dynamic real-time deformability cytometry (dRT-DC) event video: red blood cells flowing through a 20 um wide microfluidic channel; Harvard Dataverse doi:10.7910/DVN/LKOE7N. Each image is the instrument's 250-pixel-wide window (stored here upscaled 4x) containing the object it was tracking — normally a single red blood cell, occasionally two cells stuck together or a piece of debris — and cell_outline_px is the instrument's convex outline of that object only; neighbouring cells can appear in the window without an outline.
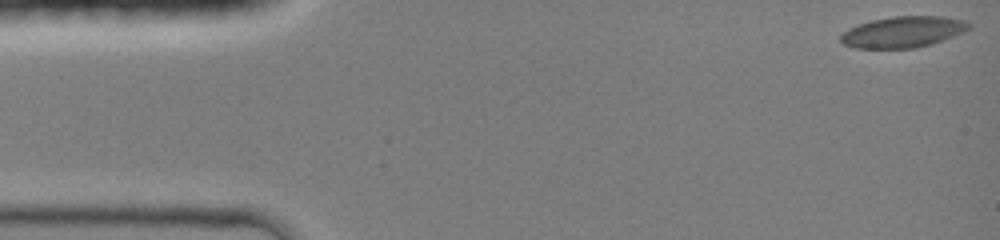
{"species": "common noctule bat (a hibernating species)", "species_latin": "Nyctalus noctula", "temperature_condition": "room temperature", "stored_images_in_passage": 42, "camera_frame_rate_fps": 3000, "um_per_image_px": 0.085, "animal": {"sex": "female", "body_mass_g": 19.0, "forearm_length_mm": 51.5}, "frame": {"image": 1, "passage_image": 1, "time_ms": 0.0, "image_size_px": [1000, 240], "cell_outline_px": [[972, 28], [932, 44], [916, 48], [856, 48], [844, 44], [840, 40], [840, 36], [848, 28], [872, 20], [892, 16], [944, 16], [968, 20], [972, 24]], "centroid_in_image_um": [76.81, 2.7], "position_along_channel_um": 8.2, "area_um2": 23.35}}
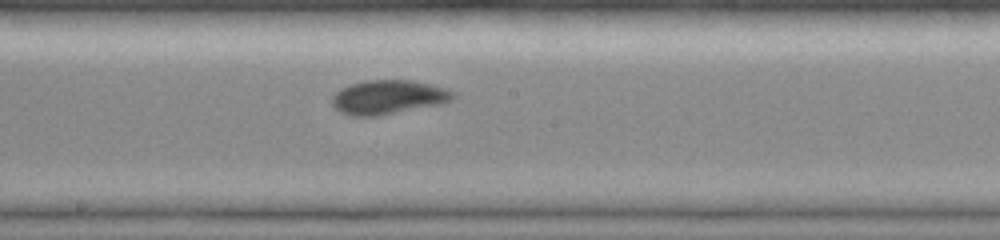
{"frame": {"image": 2, "passage_image": 24, "time_ms": 7.667, "image_size_px": [1000, 240], "cell_outline_px": [[456, 96], [452, 100], [444, 104], [380, 116], [352, 116], [340, 112], [332, 104], [332, 96], [340, 88], [364, 80], [412, 80], [448, 88]], "centroid_in_image_um": [33.03, 8.27], "position_along_channel_um": 215.2, "area_um2": 24.39}}
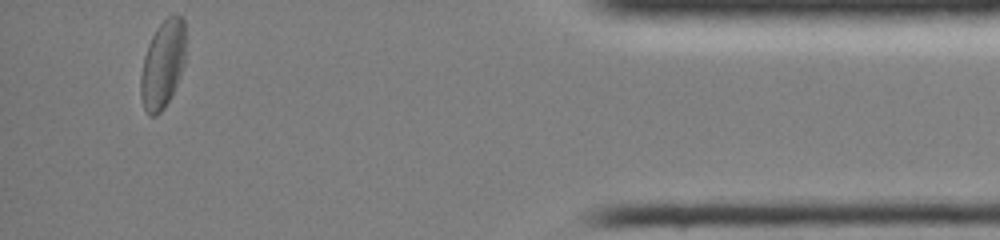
{"frame": {"image": 3, "passage_image": 42, "time_ms": 13.667, "image_size_px": [1000, 240], "cell_outline_px": [[184, 64], [180, 76], [164, 108], [156, 116], [152, 116], [144, 108], [140, 96], [140, 76], [144, 56], [148, 44], [156, 28], [168, 16], [176, 12], [184, 20]], "centroid_in_image_um": [13.81, 5.45], "position_along_channel_um": 421.4, "area_um2": 22.83}, "authors_computed_cell_mechanics": {"area_um2": 23.12, "velocity_mm_per_s": 4.2085, "shape_relaxation_time_tau1_ms": 2.7359, "shape_relaxation_time_tau2_ms": 2.8278, "deformation_change_tau1": 0.103, "deformation_change_tau2": 0.0629}}